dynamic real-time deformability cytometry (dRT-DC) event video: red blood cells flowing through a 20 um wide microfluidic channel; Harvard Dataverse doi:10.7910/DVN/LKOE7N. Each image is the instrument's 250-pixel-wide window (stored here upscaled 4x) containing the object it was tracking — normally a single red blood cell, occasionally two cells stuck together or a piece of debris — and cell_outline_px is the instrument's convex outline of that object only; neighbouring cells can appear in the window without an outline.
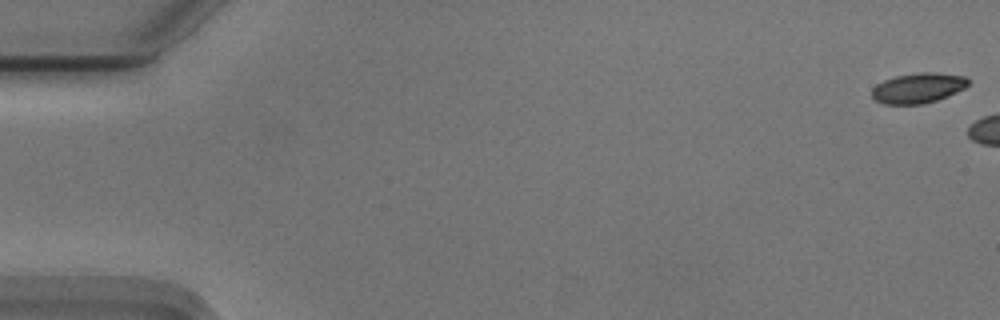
{"species": "Egyptian fruit bat (a non-hibernating species)", "species_latin": "Rousettus aegyptiacus", "temperature_condition": "cold", "stored_images_in_passage": 6, "camera_frame_rate_fps": 3000, "um_per_image_px": 0.085, "animal": {"sex": "male"}, "frame": {"image": 1, "passage_image": 1, "time_ms": 0.0, "image_size_px": [1000, 320], "cell_outline_px": [[968, 84], [964, 88], [948, 96], [924, 104], [884, 104], [876, 100], [872, 96], [872, 88], [876, 84], [884, 80], [896, 76], [916, 72], [936, 72], [964, 76], [968, 80]], "centroid_in_image_um": [78.02, 7.47], "position_along_channel_um": 7.0, "area_um2": 16.94}}